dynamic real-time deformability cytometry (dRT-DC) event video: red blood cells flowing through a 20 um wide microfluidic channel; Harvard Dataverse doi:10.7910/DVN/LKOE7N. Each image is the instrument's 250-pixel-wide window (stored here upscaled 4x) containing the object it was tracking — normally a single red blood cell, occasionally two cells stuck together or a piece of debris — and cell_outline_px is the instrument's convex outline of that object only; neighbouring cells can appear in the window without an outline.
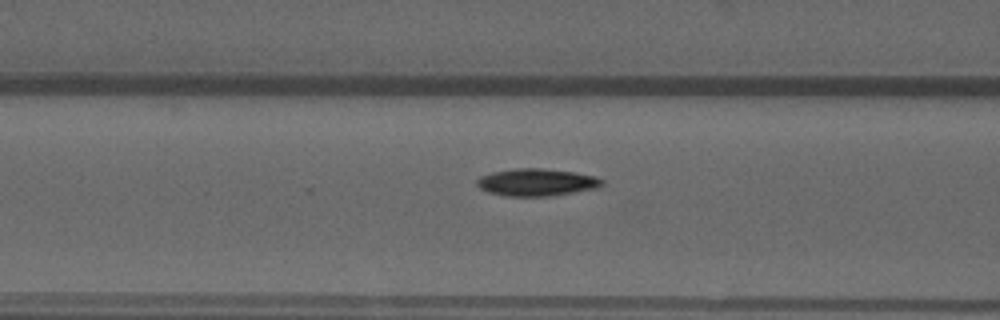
{"species": "common noctule bat (a hibernating species)", "species_latin": "Nyctalus noctula", "temperature_condition": "warm", "stored_images_in_passage": 30, "camera_frame_rate_fps": 3000, "um_per_image_px": 0.085, "animal": {"sex": "male", "forearm_length_mm": 52.5}, "frame": {"image": 1, "passage_image": 6, "time_ms": 1.667, "image_size_px": [1000, 320], "cell_outline_px": [[604, 184], [596, 188], [552, 196], [504, 196], [488, 192], [480, 188], [476, 184], [476, 180], [480, 176], [492, 172], [516, 168], [540, 168], [576, 172], [596, 176], [604, 180]], "centroid_in_image_um": [45.62, 15.49], "position_along_channel_um": 121.0, "area_um2": 20.06}}
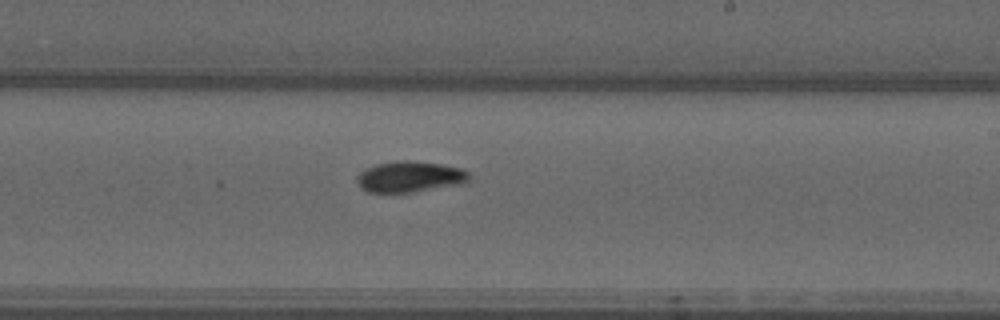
{"frame": {"image": 2, "passage_image": 17, "time_ms": 5.333, "image_size_px": [1000, 320], "cell_outline_px": [[468, 180], [460, 184], [412, 192], [368, 192], [360, 188], [356, 180], [356, 176], [360, 172], [376, 164], [396, 160], [408, 160], [440, 164], [460, 168], [468, 172]], "centroid_in_image_um": [34.78, 15.02], "position_along_channel_um": 254.2, "area_um2": 20.06}}
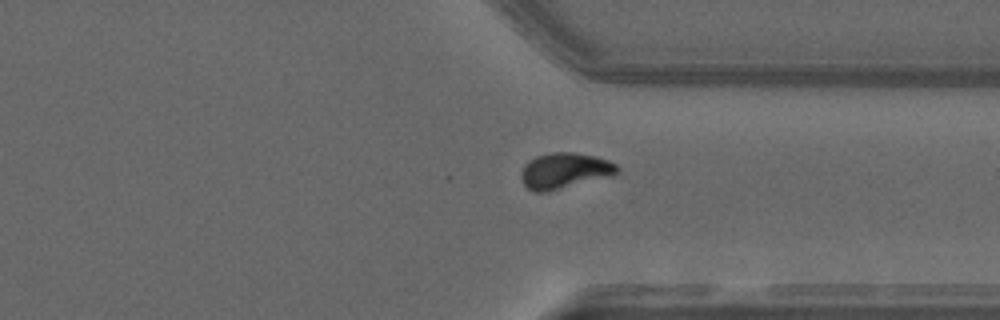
{"frame": {"image": 3, "passage_image": 26, "time_ms": 8.333, "image_size_px": [1000, 320], "cell_outline_px": [[620, 172], [616, 176], [548, 192], [532, 192], [524, 184], [520, 176], [520, 172], [524, 164], [528, 160], [536, 156], [552, 152], [572, 152], [596, 156], [608, 160], [616, 164], [620, 168]], "centroid_in_image_um": [48.03, 14.53], "position_along_channel_um": 363.4, "area_um2": 20.69}}